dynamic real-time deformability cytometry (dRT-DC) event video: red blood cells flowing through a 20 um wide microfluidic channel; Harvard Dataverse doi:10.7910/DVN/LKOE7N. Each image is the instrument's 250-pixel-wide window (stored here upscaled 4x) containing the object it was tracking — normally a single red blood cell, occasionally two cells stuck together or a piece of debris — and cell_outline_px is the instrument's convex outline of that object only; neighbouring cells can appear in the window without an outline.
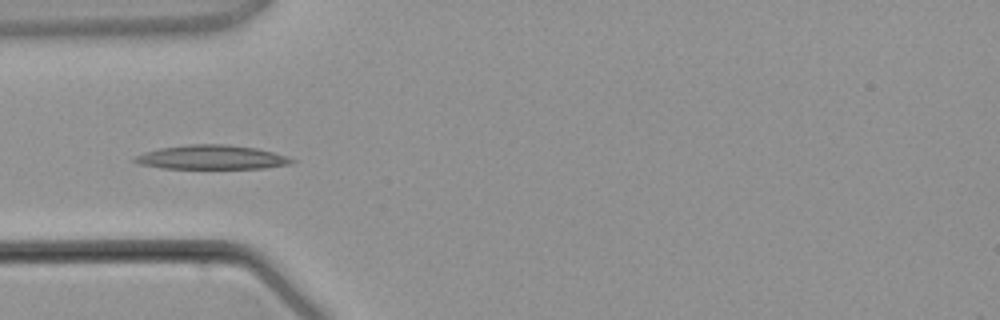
{"species": "common noctule bat (a hibernating species)", "species_latin": "Nyctalus noctula", "temperature_condition": "warm", "stored_images_in_passage": 3, "camera_frame_rate_fps": 3000, "um_per_image_px": 0.085, "animal": {"sex": "male", "body_mass_g": 21.5, "forearm_length_mm": 52.0}, "frame": {"image": 1, "passage_image": 3, "time_ms": 4.0, "image_size_px": [1000, 320], "cell_outline_px": [[296, 160], [288, 164], [264, 168], [160, 168], [140, 164], [132, 160], [136, 156], [144, 152], [160, 148], [192, 144], [228, 144], [256, 148], [272, 152]], "centroid_in_image_um": [17.95, 13.36], "position_along_channel_um": 67.0, "area_um2": 21.79}}